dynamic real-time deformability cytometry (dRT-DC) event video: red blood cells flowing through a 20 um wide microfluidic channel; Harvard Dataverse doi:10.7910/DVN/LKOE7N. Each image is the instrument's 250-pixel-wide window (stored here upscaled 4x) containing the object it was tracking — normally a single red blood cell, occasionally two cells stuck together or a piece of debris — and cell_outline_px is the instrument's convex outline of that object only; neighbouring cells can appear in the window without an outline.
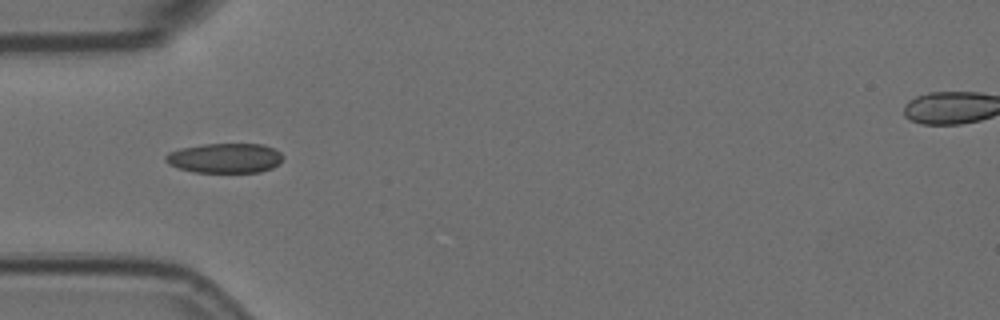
{"species": "Egyptian fruit bat (a non-hibernating species)", "species_latin": "Rousettus aegyptiacus", "temperature_condition": "room temperature", "stored_images_in_passage": 12, "camera_frame_rate_fps": 3000, "um_per_image_px": 0.085, "animal": {"sex": "female"}, "frame": {"image": 1, "passage_image": 4, "time_ms": 1.0, "image_size_px": [1000, 320], "cell_outline_px": [[284, 156], [272, 168], [260, 172], [192, 172], [176, 168], [168, 164], [164, 160], [164, 156], [168, 152], [180, 148], [204, 144], [264, 144], [280, 152]], "centroid_in_image_um": [19.06, 13.44], "position_along_channel_um": 65.9, "area_um2": 20.46}}
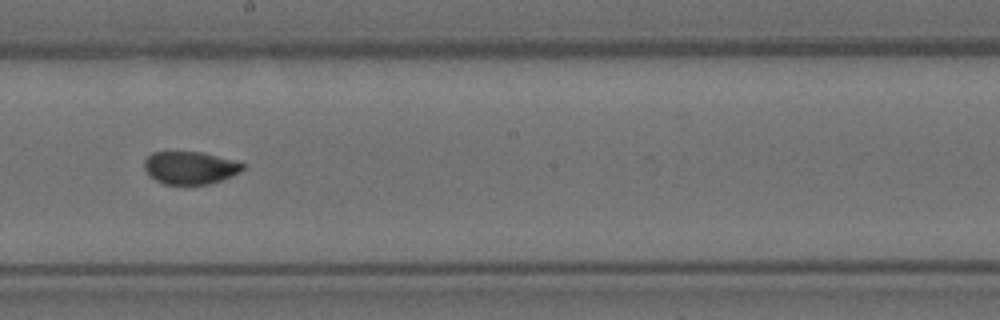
{"frame": {"image": 2, "passage_image": 8, "time_ms": 2.333, "image_size_px": [1000, 320], "cell_outline_px": [[248, 164], [240, 172], [232, 176], [208, 184], [164, 184], [156, 180], [144, 168], [144, 160], [152, 152], [200, 152]], "centroid_in_image_um": [16.18, 14.25], "position_along_channel_um": 232.0, "area_um2": 18.55}}
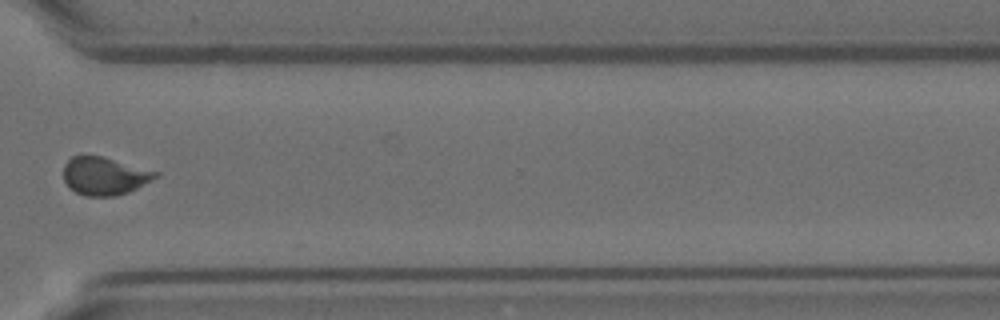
{"frame": {"image": 3, "passage_image": 11, "time_ms": 3.333, "image_size_px": [1000, 320], "cell_outline_px": [[160, 176], [128, 192], [116, 196], [84, 196], [68, 188], [64, 180], [64, 164], [72, 156], [104, 156], [160, 172]], "centroid_in_image_um": [8.89, 14.96], "position_along_channel_um": 361.7, "area_um2": 20.52}}